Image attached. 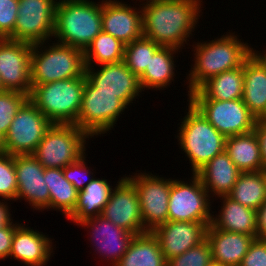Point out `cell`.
Masks as SVG:
<instances>
[{
    "mask_svg": "<svg viewBox=\"0 0 266 266\" xmlns=\"http://www.w3.org/2000/svg\"><path fill=\"white\" fill-rule=\"evenodd\" d=\"M202 0H148L142 6L143 36L181 50L200 19ZM181 48V49H180Z\"/></svg>",
    "mask_w": 266,
    "mask_h": 266,
    "instance_id": "1",
    "label": "cell"
},
{
    "mask_svg": "<svg viewBox=\"0 0 266 266\" xmlns=\"http://www.w3.org/2000/svg\"><path fill=\"white\" fill-rule=\"evenodd\" d=\"M227 34V35H226ZM210 42H196L193 46L194 64L187 75L188 100L190 93L198 89L212 76L241 67L254 49L241 42L234 33H226Z\"/></svg>",
    "mask_w": 266,
    "mask_h": 266,
    "instance_id": "2",
    "label": "cell"
},
{
    "mask_svg": "<svg viewBox=\"0 0 266 266\" xmlns=\"http://www.w3.org/2000/svg\"><path fill=\"white\" fill-rule=\"evenodd\" d=\"M58 0L53 37L58 43L85 51L102 31V2Z\"/></svg>",
    "mask_w": 266,
    "mask_h": 266,
    "instance_id": "3",
    "label": "cell"
},
{
    "mask_svg": "<svg viewBox=\"0 0 266 266\" xmlns=\"http://www.w3.org/2000/svg\"><path fill=\"white\" fill-rule=\"evenodd\" d=\"M188 112L184 115L177 134L181 150L191 164L192 174H196L216 155L225 151L226 137L203 116L189 101Z\"/></svg>",
    "mask_w": 266,
    "mask_h": 266,
    "instance_id": "4",
    "label": "cell"
},
{
    "mask_svg": "<svg viewBox=\"0 0 266 266\" xmlns=\"http://www.w3.org/2000/svg\"><path fill=\"white\" fill-rule=\"evenodd\" d=\"M48 42L33 45L30 66L32 86L86 76L83 50L58 42L47 45Z\"/></svg>",
    "mask_w": 266,
    "mask_h": 266,
    "instance_id": "5",
    "label": "cell"
},
{
    "mask_svg": "<svg viewBox=\"0 0 266 266\" xmlns=\"http://www.w3.org/2000/svg\"><path fill=\"white\" fill-rule=\"evenodd\" d=\"M86 76L32 86L29 100L53 124H75Z\"/></svg>",
    "mask_w": 266,
    "mask_h": 266,
    "instance_id": "6",
    "label": "cell"
},
{
    "mask_svg": "<svg viewBox=\"0 0 266 266\" xmlns=\"http://www.w3.org/2000/svg\"><path fill=\"white\" fill-rule=\"evenodd\" d=\"M91 138L75 124H52L33 156L44 168H64L85 154L86 139Z\"/></svg>",
    "mask_w": 266,
    "mask_h": 266,
    "instance_id": "7",
    "label": "cell"
},
{
    "mask_svg": "<svg viewBox=\"0 0 266 266\" xmlns=\"http://www.w3.org/2000/svg\"><path fill=\"white\" fill-rule=\"evenodd\" d=\"M127 106L115 94L97 92V88L86 78L83 98L75 123L91 138L105 134L115 126L120 114Z\"/></svg>",
    "mask_w": 266,
    "mask_h": 266,
    "instance_id": "8",
    "label": "cell"
},
{
    "mask_svg": "<svg viewBox=\"0 0 266 266\" xmlns=\"http://www.w3.org/2000/svg\"><path fill=\"white\" fill-rule=\"evenodd\" d=\"M211 196L200 177L192 175L189 183L172 179L168 203V221L201 222L211 224Z\"/></svg>",
    "mask_w": 266,
    "mask_h": 266,
    "instance_id": "9",
    "label": "cell"
},
{
    "mask_svg": "<svg viewBox=\"0 0 266 266\" xmlns=\"http://www.w3.org/2000/svg\"><path fill=\"white\" fill-rule=\"evenodd\" d=\"M18 16L10 40L29 44L51 41L58 0H18Z\"/></svg>",
    "mask_w": 266,
    "mask_h": 266,
    "instance_id": "10",
    "label": "cell"
},
{
    "mask_svg": "<svg viewBox=\"0 0 266 266\" xmlns=\"http://www.w3.org/2000/svg\"><path fill=\"white\" fill-rule=\"evenodd\" d=\"M52 124L28 99L16 113L5 136V152L13 156L33 154Z\"/></svg>",
    "mask_w": 266,
    "mask_h": 266,
    "instance_id": "11",
    "label": "cell"
},
{
    "mask_svg": "<svg viewBox=\"0 0 266 266\" xmlns=\"http://www.w3.org/2000/svg\"><path fill=\"white\" fill-rule=\"evenodd\" d=\"M130 176V177H129ZM128 178L133 182L139 197L144 229L152 232L168 221V203L172 179L152 173H135Z\"/></svg>",
    "mask_w": 266,
    "mask_h": 266,
    "instance_id": "12",
    "label": "cell"
},
{
    "mask_svg": "<svg viewBox=\"0 0 266 266\" xmlns=\"http://www.w3.org/2000/svg\"><path fill=\"white\" fill-rule=\"evenodd\" d=\"M203 116L225 137L254 130L257 119L242 99H189Z\"/></svg>",
    "mask_w": 266,
    "mask_h": 266,
    "instance_id": "13",
    "label": "cell"
},
{
    "mask_svg": "<svg viewBox=\"0 0 266 266\" xmlns=\"http://www.w3.org/2000/svg\"><path fill=\"white\" fill-rule=\"evenodd\" d=\"M32 48L29 43L0 39V81L5 90L30 95Z\"/></svg>",
    "mask_w": 266,
    "mask_h": 266,
    "instance_id": "14",
    "label": "cell"
},
{
    "mask_svg": "<svg viewBox=\"0 0 266 266\" xmlns=\"http://www.w3.org/2000/svg\"><path fill=\"white\" fill-rule=\"evenodd\" d=\"M124 176L112 189L101 216L134 235H140L147 231L141 217L139 197L133 182Z\"/></svg>",
    "mask_w": 266,
    "mask_h": 266,
    "instance_id": "15",
    "label": "cell"
},
{
    "mask_svg": "<svg viewBox=\"0 0 266 266\" xmlns=\"http://www.w3.org/2000/svg\"><path fill=\"white\" fill-rule=\"evenodd\" d=\"M85 68L86 78L97 88V92L115 94L126 106L136 101L142 92L139 78L124 61ZM138 96V97H137Z\"/></svg>",
    "mask_w": 266,
    "mask_h": 266,
    "instance_id": "16",
    "label": "cell"
},
{
    "mask_svg": "<svg viewBox=\"0 0 266 266\" xmlns=\"http://www.w3.org/2000/svg\"><path fill=\"white\" fill-rule=\"evenodd\" d=\"M14 166L18 184L16 200H25L33 210L49 209L50 193L44 180L43 165L33 154H27L14 155Z\"/></svg>",
    "mask_w": 266,
    "mask_h": 266,
    "instance_id": "17",
    "label": "cell"
},
{
    "mask_svg": "<svg viewBox=\"0 0 266 266\" xmlns=\"http://www.w3.org/2000/svg\"><path fill=\"white\" fill-rule=\"evenodd\" d=\"M77 225L91 230L90 238L92 244H95V252L104 256L107 262L110 261V266H115L120 261L135 236L101 215L83 220Z\"/></svg>",
    "mask_w": 266,
    "mask_h": 266,
    "instance_id": "18",
    "label": "cell"
},
{
    "mask_svg": "<svg viewBox=\"0 0 266 266\" xmlns=\"http://www.w3.org/2000/svg\"><path fill=\"white\" fill-rule=\"evenodd\" d=\"M102 31L125 45L143 36L142 7L118 0H102Z\"/></svg>",
    "mask_w": 266,
    "mask_h": 266,
    "instance_id": "19",
    "label": "cell"
},
{
    "mask_svg": "<svg viewBox=\"0 0 266 266\" xmlns=\"http://www.w3.org/2000/svg\"><path fill=\"white\" fill-rule=\"evenodd\" d=\"M209 225L201 222L167 221L152 233L158 239L160 249L167 261L203 242Z\"/></svg>",
    "mask_w": 266,
    "mask_h": 266,
    "instance_id": "20",
    "label": "cell"
},
{
    "mask_svg": "<svg viewBox=\"0 0 266 266\" xmlns=\"http://www.w3.org/2000/svg\"><path fill=\"white\" fill-rule=\"evenodd\" d=\"M52 240L22 223L15 229L9 257L27 266H45L54 252Z\"/></svg>",
    "mask_w": 266,
    "mask_h": 266,
    "instance_id": "21",
    "label": "cell"
},
{
    "mask_svg": "<svg viewBox=\"0 0 266 266\" xmlns=\"http://www.w3.org/2000/svg\"><path fill=\"white\" fill-rule=\"evenodd\" d=\"M243 103L257 120L266 114V53L254 50L243 63Z\"/></svg>",
    "mask_w": 266,
    "mask_h": 266,
    "instance_id": "22",
    "label": "cell"
},
{
    "mask_svg": "<svg viewBox=\"0 0 266 266\" xmlns=\"http://www.w3.org/2000/svg\"><path fill=\"white\" fill-rule=\"evenodd\" d=\"M257 236L219 230L210 224L207 228L213 262L224 266H239Z\"/></svg>",
    "mask_w": 266,
    "mask_h": 266,
    "instance_id": "23",
    "label": "cell"
},
{
    "mask_svg": "<svg viewBox=\"0 0 266 266\" xmlns=\"http://www.w3.org/2000/svg\"><path fill=\"white\" fill-rule=\"evenodd\" d=\"M196 174L211 197L217 198L227 196L231 192L241 172L224 151L205 164Z\"/></svg>",
    "mask_w": 266,
    "mask_h": 266,
    "instance_id": "24",
    "label": "cell"
},
{
    "mask_svg": "<svg viewBox=\"0 0 266 266\" xmlns=\"http://www.w3.org/2000/svg\"><path fill=\"white\" fill-rule=\"evenodd\" d=\"M222 200L219 214L213 213L211 224L228 232H235L257 236V214L256 210L241 205L228 196L218 197ZM215 216V217H214Z\"/></svg>",
    "mask_w": 266,
    "mask_h": 266,
    "instance_id": "25",
    "label": "cell"
},
{
    "mask_svg": "<svg viewBox=\"0 0 266 266\" xmlns=\"http://www.w3.org/2000/svg\"><path fill=\"white\" fill-rule=\"evenodd\" d=\"M244 85L243 65L237 69L212 76L198 89L190 93L189 99L234 100L242 99Z\"/></svg>",
    "mask_w": 266,
    "mask_h": 266,
    "instance_id": "26",
    "label": "cell"
},
{
    "mask_svg": "<svg viewBox=\"0 0 266 266\" xmlns=\"http://www.w3.org/2000/svg\"><path fill=\"white\" fill-rule=\"evenodd\" d=\"M225 152L241 173L263 170L260 144L254 130L226 137Z\"/></svg>",
    "mask_w": 266,
    "mask_h": 266,
    "instance_id": "27",
    "label": "cell"
},
{
    "mask_svg": "<svg viewBox=\"0 0 266 266\" xmlns=\"http://www.w3.org/2000/svg\"><path fill=\"white\" fill-rule=\"evenodd\" d=\"M112 187L107 179L94 177L82 191H79L76 208L68 220L77 225L83 220L101 215L104 206L109 201Z\"/></svg>",
    "mask_w": 266,
    "mask_h": 266,
    "instance_id": "28",
    "label": "cell"
},
{
    "mask_svg": "<svg viewBox=\"0 0 266 266\" xmlns=\"http://www.w3.org/2000/svg\"><path fill=\"white\" fill-rule=\"evenodd\" d=\"M180 53L173 47H161L151 58L144 73L139 77L142 91L149 89L165 90L174 81L176 53Z\"/></svg>",
    "mask_w": 266,
    "mask_h": 266,
    "instance_id": "29",
    "label": "cell"
},
{
    "mask_svg": "<svg viewBox=\"0 0 266 266\" xmlns=\"http://www.w3.org/2000/svg\"><path fill=\"white\" fill-rule=\"evenodd\" d=\"M158 239L152 232L135 235L115 266H167Z\"/></svg>",
    "mask_w": 266,
    "mask_h": 266,
    "instance_id": "30",
    "label": "cell"
},
{
    "mask_svg": "<svg viewBox=\"0 0 266 266\" xmlns=\"http://www.w3.org/2000/svg\"><path fill=\"white\" fill-rule=\"evenodd\" d=\"M44 180L50 193L49 209L58 210L68 218L76 208L79 192L64 177L62 168H45Z\"/></svg>",
    "mask_w": 266,
    "mask_h": 266,
    "instance_id": "31",
    "label": "cell"
},
{
    "mask_svg": "<svg viewBox=\"0 0 266 266\" xmlns=\"http://www.w3.org/2000/svg\"><path fill=\"white\" fill-rule=\"evenodd\" d=\"M227 196L243 206L257 210L266 201V172H242Z\"/></svg>",
    "mask_w": 266,
    "mask_h": 266,
    "instance_id": "32",
    "label": "cell"
},
{
    "mask_svg": "<svg viewBox=\"0 0 266 266\" xmlns=\"http://www.w3.org/2000/svg\"><path fill=\"white\" fill-rule=\"evenodd\" d=\"M125 44L101 31L84 51L86 67L124 61ZM95 63L94 65H92Z\"/></svg>",
    "mask_w": 266,
    "mask_h": 266,
    "instance_id": "33",
    "label": "cell"
},
{
    "mask_svg": "<svg viewBox=\"0 0 266 266\" xmlns=\"http://www.w3.org/2000/svg\"><path fill=\"white\" fill-rule=\"evenodd\" d=\"M151 39L144 36L125 45L124 62L126 66L139 78L153 55L161 48Z\"/></svg>",
    "mask_w": 266,
    "mask_h": 266,
    "instance_id": "34",
    "label": "cell"
},
{
    "mask_svg": "<svg viewBox=\"0 0 266 266\" xmlns=\"http://www.w3.org/2000/svg\"><path fill=\"white\" fill-rule=\"evenodd\" d=\"M29 96L17 91L0 93V134L7 135L13 118Z\"/></svg>",
    "mask_w": 266,
    "mask_h": 266,
    "instance_id": "35",
    "label": "cell"
},
{
    "mask_svg": "<svg viewBox=\"0 0 266 266\" xmlns=\"http://www.w3.org/2000/svg\"><path fill=\"white\" fill-rule=\"evenodd\" d=\"M17 176L14 166V156L5 153L0 154V199L16 201Z\"/></svg>",
    "mask_w": 266,
    "mask_h": 266,
    "instance_id": "36",
    "label": "cell"
},
{
    "mask_svg": "<svg viewBox=\"0 0 266 266\" xmlns=\"http://www.w3.org/2000/svg\"><path fill=\"white\" fill-rule=\"evenodd\" d=\"M210 244L205 239L179 256L167 260V266H208L212 262Z\"/></svg>",
    "mask_w": 266,
    "mask_h": 266,
    "instance_id": "37",
    "label": "cell"
},
{
    "mask_svg": "<svg viewBox=\"0 0 266 266\" xmlns=\"http://www.w3.org/2000/svg\"><path fill=\"white\" fill-rule=\"evenodd\" d=\"M86 156L83 155L78 161L63 168L64 177L76 188L82 191L94 178V173L86 166ZM86 175V176H85ZM83 177L85 179H83Z\"/></svg>",
    "mask_w": 266,
    "mask_h": 266,
    "instance_id": "38",
    "label": "cell"
},
{
    "mask_svg": "<svg viewBox=\"0 0 266 266\" xmlns=\"http://www.w3.org/2000/svg\"><path fill=\"white\" fill-rule=\"evenodd\" d=\"M18 6V0H0V39H9L14 34Z\"/></svg>",
    "mask_w": 266,
    "mask_h": 266,
    "instance_id": "39",
    "label": "cell"
},
{
    "mask_svg": "<svg viewBox=\"0 0 266 266\" xmlns=\"http://www.w3.org/2000/svg\"><path fill=\"white\" fill-rule=\"evenodd\" d=\"M239 266H266V239L255 238Z\"/></svg>",
    "mask_w": 266,
    "mask_h": 266,
    "instance_id": "40",
    "label": "cell"
},
{
    "mask_svg": "<svg viewBox=\"0 0 266 266\" xmlns=\"http://www.w3.org/2000/svg\"><path fill=\"white\" fill-rule=\"evenodd\" d=\"M13 222L14 220L9 225L0 227V260L9 258L15 229L20 225L19 222Z\"/></svg>",
    "mask_w": 266,
    "mask_h": 266,
    "instance_id": "41",
    "label": "cell"
},
{
    "mask_svg": "<svg viewBox=\"0 0 266 266\" xmlns=\"http://www.w3.org/2000/svg\"><path fill=\"white\" fill-rule=\"evenodd\" d=\"M254 131L258 137L262 155L263 170L266 172V121L257 120Z\"/></svg>",
    "mask_w": 266,
    "mask_h": 266,
    "instance_id": "42",
    "label": "cell"
},
{
    "mask_svg": "<svg viewBox=\"0 0 266 266\" xmlns=\"http://www.w3.org/2000/svg\"><path fill=\"white\" fill-rule=\"evenodd\" d=\"M257 238L266 239V201L256 210Z\"/></svg>",
    "mask_w": 266,
    "mask_h": 266,
    "instance_id": "43",
    "label": "cell"
},
{
    "mask_svg": "<svg viewBox=\"0 0 266 266\" xmlns=\"http://www.w3.org/2000/svg\"><path fill=\"white\" fill-rule=\"evenodd\" d=\"M1 200L2 202L0 201V227L9 225L13 221L8 203H6L4 199Z\"/></svg>",
    "mask_w": 266,
    "mask_h": 266,
    "instance_id": "44",
    "label": "cell"
},
{
    "mask_svg": "<svg viewBox=\"0 0 266 266\" xmlns=\"http://www.w3.org/2000/svg\"><path fill=\"white\" fill-rule=\"evenodd\" d=\"M5 153V137L0 134V154Z\"/></svg>",
    "mask_w": 266,
    "mask_h": 266,
    "instance_id": "45",
    "label": "cell"
},
{
    "mask_svg": "<svg viewBox=\"0 0 266 266\" xmlns=\"http://www.w3.org/2000/svg\"><path fill=\"white\" fill-rule=\"evenodd\" d=\"M208 266H224V265H221L219 263H216V262H211L210 264H208Z\"/></svg>",
    "mask_w": 266,
    "mask_h": 266,
    "instance_id": "46",
    "label": "cell"
},
{
    "mask_svg": "<svg viewBox=\"0 0 266 266\" xmlns=\"http://www.w3.org/2000/svg\"><path fill=\"white\" fill-rule=\"evenodd\" d=\"M4 91H5V89H4V87L2 86L1 81H0V93H2V92H4Z\"/></svg>",
    "mask_w": 266,
    "mask_h": 266,
    "instance_id": "47",
    "label": "cell"
},
{
    "mask_svg": "<svg viewBox=\"0 0 266 266\" xmlns=\"http://www.w3.org/2000/svg\"><path fill=\"white\" fill-rule=\"evenodd\" d=\"M261 120L266 121V114L261 118Z\"/></svg>",
    "mask_w": 266,
    "mask_h": 266,
    "instance_id": "48",
    "label": "cell"
}]
</instances>
